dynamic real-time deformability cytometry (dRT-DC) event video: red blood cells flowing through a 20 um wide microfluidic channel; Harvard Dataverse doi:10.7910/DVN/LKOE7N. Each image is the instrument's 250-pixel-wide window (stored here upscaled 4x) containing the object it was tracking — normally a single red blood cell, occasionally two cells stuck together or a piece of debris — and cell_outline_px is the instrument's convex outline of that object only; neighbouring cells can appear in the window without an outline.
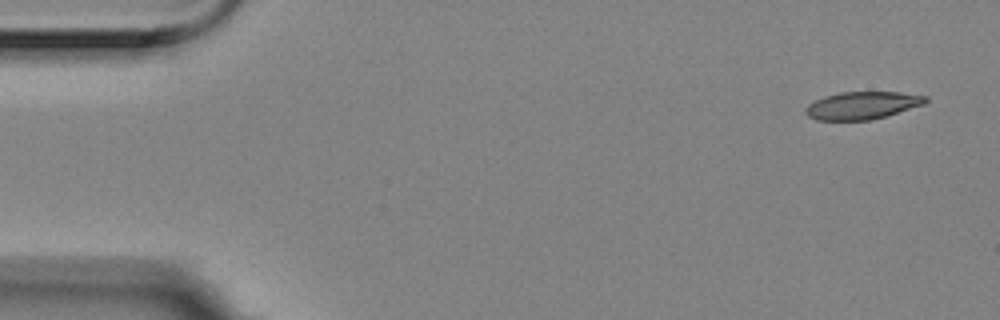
{"species": "Egyptian fruit bat (a non-hibernating species)", "species_latin": "Rousettus aegyptiacus", "temperature_condition": "room temperature", "stored_images_in_passage": 5, "camera_frame_rate_fps": 3000, "um_per_image_px": 0.085, "animal": {"sex": "female"}, "frame": {"image": 1, "passage_image": 1, "time_ms": 0.0, "image_size_px": [1000, 320], "cell_outline_px": [[928, 100], [924, 104], [872, 120], [816, 120], [808, 116], [804, 112], [804, 108], [808, 104], [824, 96], [840, 92], [900, 92], [928, 96]], "centroid_in_image_um": [73.27, 8.96], "position_along_channel_um": 11.7, "area_um2": 19.31}}